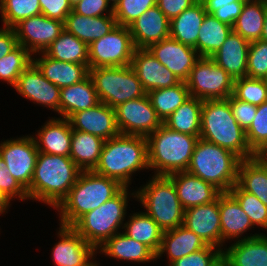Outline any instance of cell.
Returning <instances> with one entry per match:
<instances>
[{
	"instance_id": "obj_25",
	"label": "cell",
	"mask_w": 267,
	"mask_h": 266,
	"mask_svg": "<svg viewBox=\"0 0 267 266\" xmlns=\"http://www.w3.org/2000/svg\"><path fill=\"white\" fill-rule=\"evenodd\" d=\"M72 131L68 119H50L40 128L36 139L34 137L38 151L70 157Z\"/></svg>"
},
{
	"instance_id": "obj_32",
	"label": "cell",
	"mask_w": 267,
	"mask_h": 266,
	"mask_svg": "<svg viewBox=\"0 0 267 266\" xmlns=\"http://www.w3.org/2000/svg\"><path fill=\"white\" fill-rule=\"evenodd\" d=\"M207 14L203 2H196L170 20V37L196 49L200 27Z\"/></svg>"
},
{
	"instance_id": "obj_4",
	"label": "cell",
	"mask_w": 267,
	"mask_h": 266,
	"mask_svg": "<svg viewBox=\"0 0 267 266\" xmlns=\"http://www.w3.org/2000/svg\"><path fill=\"white\" fill-rule=\"evenodd\" d=\"M124 186L92 171H81L68 196L57 207L61 225L72 226L81 216L116 196Z\"/></svg>"
},
{
	"instance_id": "obj_22",
	"label": "cell",
	"mask_w": 267,
	"mask_h": 266,
	"mask_svg": "<svg viewBox=\"0 0 267 266\" xmlns=\"http://www.w3.org/2000/svg\"><path fill=\"white\" fill-rule=\"evenodd\" d=\"M128 28L135 48H148L170 36V20L157 5L145 11Z\"/></svg>"
},
{
	"instance_id": "obj_3",
	"label": "cell",
	"mask_w": 267,
	"mask_h": 266,
	"mask_svg": "<svg viewBox=\"0 0 267 266\" xmlns=\"http://www.w3.org/2000/svg\"><path fill=\"white\" fill-rule=\"evenodd\" d=\"M199 137L232 151L242 160L257 156L248 145L246 131L233 117L227 98L203 101Z\"/></svg>"
},
{
	"instance_id": "obj_39",
	"label": "cell",
	"mask_w": 267,
	"mask_h": 266,
	"mask_svg": "<svg viewBox=\"0 0 267 266\" xmlns=\"http://www.w3.org/2000/svg\"><path fill=\"white\" fill-rule=\"evenodd\" d=\"M232 30V26L219 21L212 14H206L196 44L199 56L211 57L220 49Z\"/></svg>"
},
{
	"instance_id": "obj_11",
	"label": "cell",
	"mask_w": 267,
	"mask_h": 266,
	"mask_svg": "<svg viewBox=\"0 0 267 266\" xmlns=\"http://www.w3.org/2000/svg\"><path fill=\"white\" fill-rule=\"evenodd\" d=\"M134 49L129 28L116 25L88 45L89 69L131 65Z\"/></svg>"
},
{
	"instance_id": "obj_30",
	"label": "cell",
	"mask_w": 267,
	"mask_h": 266,
	"mask_svg": "<svg viewBox=\"0 0 267 266\" xmlns=\"http://www.w3.org/2000/svg\"><path fill=\"white\" fill-rule=\"evenodd\" d=\"M99 99L91 77L60 88V115L68 119L72 114L94 107Z\"/></svg>"
},
{
	"instance_id": "obj_14",
	"label": "cell",
	"mask_w": 267,
	"mask_h": 266,
	"mask_svg": "<svg viewBox=\"0 0 267 266\" xmlns=\"http://www.w3.org/2000/svg\"><path fill=\"white\" fill-rule=\"evenodd\" d=\"M13 29L18 44L31 54H41L59 37L64 22L40 14L20 21Z\"/></svg>"
},
{
	"instance_id": "obj_29",
	"label": "cell",
	"mask_w": 267,
	"mask_h": 266,
	"mask_svg": "<svg viewBox=\"0 0 267 266\" xmlns=\"http://www.w3.org/2000/svg\"><path fill=\"white\" fill-rule=\"evenodd\" d=\"M219 214L221 222V247L226 239L238 238L252 228V223L238 202L228 193L219 196Z\"/></svg>"
},
{
	"instance_id": "obj_2",
	"label": "cell",
	"mask_w": 267,
	"mask_h": 266,
	"mask_svg": "<svg viewBox=\"0 0 267 266\" xmlns=\"http://www.w3.org/2000/svg\"><path fill=\"white\" fill-rule=\"evenodd\" d=\"M145 168L149 169L147 138L119 134L104 141L99 162L93 171L128 188L132 174Z\"/></svg>"
},
{
	"instance_id": "obj_44",
	"label": "cell",
	"mask_w": 267,
	"mask_h": 266,
	"mask_svg": "<svg viewBox=\"0 0 267 266\" xmlns=\"http://www.w3.org/2000/svg\"><path fill=\"white\" fill-rule=\"evenodd\" d=\"M232 96L238 100L259 106L267 102V82L265 79L248 76L234 80Z\"/></svg>"
},
{
	"instance_id": "obj_20",
	"label": "cell",
	"mask_w": 267,
	"mask_h": 266,
	"mask_svg": "<svg viewBox=\"0 0 267 266\" xmlns=\"http://www.w3.org/2000/svg\"><path fill=\"white\" fill-rule=\"evenodd\" d=\"M131 67L147 93L156 89L172 87L181 82L147 48L134 49Z\"/></svg>"
},
{
	"instance_id": "obj_18",
	"label": "cell",
	"mask_w": 267,
	"mask_h": 266,
	"mask_svg": "<svg viewBox=\"0 0 267 266\" xmlns=\"http://www.w3.org/2000/svg\"><path fill=\"white\" fill-rule=\"evenodd\" d=\"M68 120L72 130L90 133L103 140L120 134L116 124L115 110L103 102L72 114Z\"/></svg>"
},
{
	"instance_id": "obj_7",
	"label": "cell",
	"mask_w": 267,
	"mask_h": 266,
	"mask_svg": "<svg viewBox=\"0 0 267 266\" xmlns=\"http://www.w3.org/2000/svg\"><path fill=\"white\" fill-rule=\"evenodd\" d=\"M146 208L145 212L165 232L183 225L184 208L177 196L174 183L167 176H152V179L132 193Z\"/></svg>"
},
{
	"instance_id": "obj_1",
	"label": "cell",
	"mask_w": 267,
	"mask_h": 266,
	"mask_svg": "<svg viewBox=\"0 0 267 266\" xmlns=\"http://www.w3.org/2000/svg\"><path fill=\"white\" fill-rule=\"evenodd\" d=\"M81 170L68 156L39 152L33 178L27 189L29 199L57 208L68 196Z\"/></svg>"
},
{
	"instance_id": "obj_21",
	"label": "cell",
	"mask_w": 267,
	"mask_h": 266,
	"mask_svg": "<svg viewBox=\"0 0 267 266\" xmlns=\"http://www.w3.org/2000/svg\"><path fill=\"white\" fill-rule=\"evenodd\" d=\"M167 177L174 183L184 210L212 203L223 193L213 184L187 171L173 173Z\"/></svg>"
},
{
	"instance_id": "obj_9",
	"label": "cell",
	"mask_w": 267,
	"mask_h": 266,
	"mask_svg": "<svg viewBox=\"0 0 267 266\" xmlns=\"http://www.w3.org/2000/svg\"><path fill=\"white\" fill-rule=\"evenodd\" d=\"M99 102L115 108L147 95L131 65L89 69Z\"/></svg>"
},
{
	"instance_id": "obj_16",
	"label": "cell",
	"mask_w": 267,
	"mask_h": 266,
	"mask_svg": "<svg viewBox=\"0 0 267 266\" xmlns=\"http://www.w3.org/2000/svg\"><path fill=\"white\" fill-rule=\"evenodd\" d=\"M14 88L23 97L60 114V88L49 82L33 63L20 74Z\"/></svg>"
},
{
	"instance_id": "obj_15",
	"label": "cell",
	"mask_w": 267,
	"mask_h": 266,
	"mask_svg": "<svg viewBox=\"0 0 267 266\" xmlns=\"http://www.w3.org/2000/svg\"><path fill=\"white\" fill-rule=\"evenodd\" d=\"M150 53L180 81H186L195 62L200 58L196 49L171 38L151 44Z\"/></svg>"
},
{
	"instance_id": "obj_31",
	"label": "cell",
	"mask_w": 267,
	"mask_h": 266,
	"mask_svg": "<svg viewBox=\"0 0 267 266\" xmlns=\"http://www.w3.org/2000/svg\"><path fill=\"white\" fill-rule=\"evenodd\" d=\"M237 184L267 206V161L261 155L241 160Z\"/></svg>"
},
{
	"instance_id": "obj_43",
	"label": "cell",
	"mask_w": 267,
	"mask_h": 266,
	"mask_svg": "<svg viewBox=\"0 0 267 266\" xmlns=\"http://www.w3.org/2000/svg\"><path fill=\"white\" fill-rule=\"evenodd\" d=\"M250 218L253 226L267 229V206L255 195L244 191L237 183L228 192Z\"/></svg>"
},
{
	"instance_id": "obj_50",
	"label": "cell",
	"mask_w": 267,
	"mask_h": 266,
	"mask_svg": "<svg viewBox=\"0 0 267 266\" xmlns=\"http://www.w3.org/2000/svg\"><path fill=\"white\" fill-rule=\"evenodd\" d=\"M0 191L9 199L16 196L20 200L29 199L27 190L19 183L17 179L11 176L5 161L0 157Z\"/></svg>"
},
{
	"instance_id": "obj_19",
	"label": "cell",
	"mask_w": 267,
	"mask_h": 266,
	"mask_svg": "<svg viewBox=\"0 0 267 266\" xmlns=\"http://www.w3.org/2000/svg\"><path fill=\"white\" fill-rule=\"evenodd\" d=\"M183 226L193 231L207 245L221 249L219 197L212 203L186 209Z\"/></svg>"
},
{
	"instance_id": "obj_63",
	"label": "cell",
	"mask_w": 267,
	"mask_h": 266,
	"mask_svg": "<svg viewBox=\"0 0 267 266\" xmlns=\"http://www.w3.org/2000/svg\"><path fill=\"white\" fill-rule=\"evenodd\" d=\"M196 2H203V1H205V0H195Z\"/></svg>"
},
{
	"instance_id": "obj_8",
	"label": "cell",
	"mask_w": 267,
	"mask_h": 266,
	"mask_svg": "<svg viewBox=\"0 0 267 266\" xmlns=\"http://www.w3.org/2000/svg\"><path fill=\"white\" fill-rule=\"evenodd\" d=\"M127 197L128 189L124 187L116 196L81 216L71 227L98 250L107 239L119 233L128 206Z\"/></svg>"
},
{
	"instance_id": "obj_38",
	"label": "cell",
	"mask_w": 267,
	"mask_h": 266,
	"mask_svg": "<svg viewBox=\"0 0 267 266\" xmlns=\"http://www.w3.org/2000/svg\"><path fill=\"white\" fill-rule=\"evenodd\" d=\"M202 104L201 99L190 97L163 124L180 133L200 136Z\"/></svg>"
},
{
	"instance_id": "obj_36",
	"label": "cell",
	"mask_w": 267,
	"mask_h": 266,
	"mask_svg": "<svg viewBox=\"0 0 267 266\" xmlns=\"http://www.w3.org/2000/svg\"><path fill=\"white\" fill-rule=\"evenodd\" d=\"M44 53L58 61L84 64L89 69L88 45L65 29Z\"/></svg>"
},
{
	"instance_id": "obj_56",
	"label": "cell",
	"mask_w": 267,
	"mask_h": 266,
	"mask_svg": "<svg viewBox=\"0 0 267 266\" xmlns=\"http://www.w3.org/2000/svg\"><path fill=\"white\" fill-rule=\"evenodd\" d=\"M12 200H9L1 191H0V214L6 212L9 203Z\"/></svg>"
},
{
	"instance_id": "obj_24",
	"label": "cell",
	"mask_w": 267,
	"mask_h": 266,
	"mask_svg": "<svg viewBox=\"0 0 267 266\" xmlns=\"http://www.w3.org/2000/svg\"><path fill=\"white\" fill-rule=\"evenodd\" d=\"M250 42L232 30L220 49L210 58L234 80L247 76Z\"/></svg>"
},
{
	"instance_id": "obj_48",
	"label": "cell",
	"mask_w": 267,
	"mask_h": 266,
	"mask_svg": "<svg viewBox=\"0 0 267 266\" xmlns=\"http://www.w3.org/2000/svg\"><path fill=\"white\" fill-rule=\"evenodd\" d=\"M247 76L266 79L267 77V42H250L248 50Z\"/></svg>"
},
{
	"instance_id": "obj_47",
	"label": "cell",
	"mask_w": 267,
	"mask_h": 266,
	"mask_svg": "<svg viewBox=\"0 0 267 266\" xmlns=\"http://www.w3.org/2000/svg\"><path fill=\"white\" fill-rule=\"evenodd\" d=\"M246 0H205L203 1L207 14H212L219 21L232 26L241 14Z\"/></svg>"
},
{
	"instance_id": "obj_52",
	"label": "cell",
	"mask_w": 267,
	"mask_h": 266,
	"mask_svg": "<svg viewBox=\"0 0 267 266\" xmlns=\"http://www.w3.org/2000/svg\"><path fill=\"white\" fill-rule=\"evenodd\" d=\"M41 14L51 19L65 22L66 17L73 10L68 0H39Z\"/></svg>"
},
{
	"instance_id": "obj_12",
	"label": "cell",
	"mask_w": 267,
	"mask_h": 266,
	"mask_svg": "<svg viewBox=\"0 0 267 266\" xmlns=\"http://www.w3.org/2000/svg\"><path fill=\"white\" fill-rule=\"evenodd\" d=\"M114 110L120 134L147 137L163 124L148 95L124 102Z\"/></svg>"
},
{
	"instance_id": "obj_41",
	"label": "cell",
	"mask_w": 267,
	"mask_h": 266,
	"mask_svg": "<svg viewBox=\"0 0 267 266\" xmlns=\"http://www.w3.org/2000/svg\"><path fill=\"white\" fill-rule=\"evenodd\" d=\"M3 27L13 28L20 21L41 14L39 0H0Z\"/></svg>"
},
{
	"instance_id": "obj_49",
	"label": "cell",
	"mask_w": 267,
	"mask_h": 266,
	"mask_svg": "<svg viewBox=\"0 0 267 266\" xmlns=\"http://www.w3.org/2000/svg\"><path fill=\"white\" fill-rule=\"evenodd\" d=\"M216 248V249H215ZM222 249L208 245L196 252L179 258L169 266H218L222 262Z\"/></svg>"
},
{
	"instance_id": "obj_5",
	"label": "cell",
	"mask_w": 267,
	"mask_h": 266,
	"mask_svg": "<svg viewBox=\"0 0 267 266\" xmlns=\"http://www.w3.org/2000/svg\"><path fill=\"white\" fill-rule=\"evenodd\" d=\"M148 166L154 176H169L188 169L200 138L169 129L164 124L147 137Z\"/></svg>"
},
{
	"instance_id": "obj_34",
	"label": "cell",
	"mask_w": 267,
	"mask_h": 266,
	"mask_svg": "<svg viewBox=\"0 0 267 266\" xmlns=\"http://www.w3.org/2000/svg\"><path fill=\"white\" fill-rule=\"evenodd\" d=\"M104 141L93 134L73 130L70 158L81 171H92L99 162Z\"/></svg>"
},
{
	"instance_id": "obj_26",
	"label": "cell",
	"mask_w": 267,
	"mask_h": 266,
	"mask_svg": "<svg viewBox=\"0 0 267 266\" xmlns=\"http://www.w3.org/2000/svg\"><path fill=\"white\" fill-rule=\"evenodd\" d=\"M41 57L32 58V63L49 82L59 88L79 83L89 75V69L84 64L58 61L44 52Z\"/></svg>"
},
{
	"instance_id": "obj_57",
	"label": "cell",
	"mask_w": 267,
	"mask_h": 266,
	"mask_svg": "<svg viewBox=\"0 0 267 266\" xmlns=\"http://www.w3.org/2000/svg\"><path fill=\"white\" fill-rule=\"evenodd\" d=\"M260 40L267 42V1H265V20Z\"/></svg>"
},
{
	"instance_id": "obj_33",
	"label": "cell",
	"mask_w": 267,
	"mask_h": 266,
	"mask_svg": "<svg viewBox=\"0 0 267 266\" xmlns=\"http://www.w3.org/2000/svg\"><path fill=\"white\" fill-rule=\"evenodd\" d=\"M98 249L100 253H105L111 258L126 261L145 263L156 260V254L149 247L128 237L123 232L107 239Z\"/></svg>"
},
{
	"instance_id": "obj_6",
	"label": "cell",
	"mask_w": 267,
	"mask_h": 266,
	"mask_svg": "<svg viewBox=\"0 0 267 266\" xmlns=\"http://www.w3.org/2000/svg\"><path fill=\"white\" fill-rule=\"evenodd\" d=\"M241 160L232 151L199 138L186 171L229 192L237 183Z\"/></svg>"
},
{
	"instance_id": "obj_46",
	"label": "cell",
	"mask_w": 267,
	"mask_h": 266,
	"mask_svg": "<svg viewBox=\"0 0 267 266\" xmlns=\"http://www.w3.org/2000/svg\"><path fill=\"white\" fill-rule=\"evenodd\" d=\"M155 5H157V0H119L113 7V15L117 25L128 27Z\"/></svg>"
},
{
	"instance_id": "obj_58",
	"label": "cell",
	"mask_w": 267,
	"mask_h": 266,
	"mask_svg": "<svg viewBox=\"0 0 267 266\" xmlns=\"http://www.w3.org/2000/svg\"><path fill=\"white\" fill-rule=\"evenodd\" d=\"M72 8H74L81 0H68Z\"/></svg>"
},
{
	"instance_id": "obj_28",
	"label": "cell",
	"mask_w": 267,
	"mask_h": 266,
	"mask_svg": "<svg viewBox=\"0 0 267 266\" xmlns=\"http://www.w3.org/2000/svg\"><path fill=\"white\" fill-rule=\"evenodd\" d=\"M208 245L193 231L181 225L165 231L156 258L167 252L170 264L175 260L196 252Z\"/></svg>"
},
{
	"instance_id": "obj_59",
	"label": "cell",
	"mask_w": 267,
	"mask_h": 266,
	"mask_svg": "<svg viewBox=\"0 0 267 266\" xmlns=\"http://www.w3.org/2000/svg\"><path fill=\"white\" fill-rule=\"evenodd\" d=\"M109 2H111L112 1V4L110 5V6H113L114 7V5L119 1V0H108Z\"/></svg>"
},
{
	"instance_id": "obj_62",
	"label": "cell",
	"mask_w": 267,
	"mask_h": 266,
	"mask_svg": "<svg viewBox=\"0 0 267 266\" xmlns=\"http://www.w3.org/2000/svg\"><path fill=\"white\" fill-rule=\"evenodd\" d=\"M99 264H96V262L95 263H93L91 266H98Z\"/></svg>"
},
{
	"instance_id": "obj_55",
	"label": "cell",
	"mask_w": 267,
	"mask_h": 266,
	"mask_svg": "<svg viewBox=\"0 0 267 266\" xmlns=\"http://www.w3.org/2000/svg\"><path fill=\"white\" fill-rule=\"evenodd\" d=\"M18 45L13 28L4 27L0 29V58L10 53Z\"/></svg>"
},
{
	"instance_id": "obj_42",
	"label": "cell",
	"mask_w": 267,
	"mask_h": 266,
	"mask_svg": "<svg viewBox=\"0 0 267 266\" xmlns=\"http://www.w3.org/2000/svg\"><path fill=\"white\" fill-rule=\"evenodd\" d=\"M32 54L18 44L10 53L0 58V80L15 86L20 74L32 64Z\"/></svg>"
},
{
	"instance_id": "obj_35",
	"label": "cell",
	"mask_w": 267,
	"mask_h": 266,
	"mask_svg": "<svg viewBox=\"0 0 267 266\" xmlns=\"http://www.w3.org/2000/svg\"><path fill=\"white\" fill-rule=\"evenodd\" d=\"M265 0H246L232 29L248 42L258 41L263 32Z\"/></svg>"
},
{
	"instance_id": "obj_45",
	"label": "cell",
	"mask_w": 267,
	"mask_h": 266,
	"mask_svg": "<svg viewBox=\"0 0 267 266\" xmlns=\"http://www.w3.org/2000/svg\"><path fill=\"white\" fill-rule=\"evenodd\" d=\"M250 149L256 155H262L267 149V102L257 106L256 116L246 131Z\"/></svg>"
},
{
	"instance_id": "obj_13",
	"label": "cell",
	"mask_w": 267,
	"mask_h": 266,
	"mask_svg": "<svg viewBox=\"0 0 267 266\" xmlns=\"http://www.w3.org/2000/svg\"><path fill=\"white\" fill-rule=\"evenodd\" d=\"M39 151L34 137L23 136L0 143V157L12 177L27 190L30 187Z\"/></svg>"
},
{
	"instance_id": "obj_17",
	"label": "cell",
	"mask_w": 267,
	"mask_h": 266,
	"mask_svg": "<svg viewBox=\"0 0 267 266\" xmlns=\"http://www.w3.org/2000/svg\"><path fill=\"white\" fill-rule=\"evenodd\" d=\"M61 239L52 249L56 266H91L96 249L87 243L71 226L61 225Z\"/></svg>"
},
{
	"instance_id": "obj_61",
	"label": "cell",
	"mask_w": 267,
	"mask_h": 266,
	"mask_svg": "<svg viewBox=\"0 0 267 266\" xmlns=\"http://www.w3.org/2000/svg\"><path fill=\"white\" fill-rule=\"evenodd\" d=\"M218 266H226L224 262L222 261Z\"/></svg>"
},
{
	"instance_id": "obj_27",
	"label": "cell",
	"mask_w": 267,
	"mask_h": 266,
	"mask_svg": "<svg viewBox=\"0 0 267 266\" xmlns=\"http://www.w3.org/2000/svg\"><path fill=\"white\" fill-rule=\"evenodd\" d=\"M117 25L114 15L86 17L73 10L66 17L64 29L89 45L112 31Z\"/></svg>"
},
{
	"instance_id": "obj_10",
	"label": "cell",
	"mask_w": 267,
	"mask_h": 266,
	"mask_svg": "<svg viewBox=\"0 0 267 266\" xmlns=\"http://www.w3.org/2000/svg\"><path fill=\"white\" fill-rule=\"evenodd\" d=\"M191 97L205 100L229 98L234 79L210 57H200L185 81Z\"/></svg>"
},
{
	"instance_id": "obj_51",
	"label": "cell",
	"mask_w": 267,
	"mask_h": 266,
	"mask_svg": "<svg viewBox=\"0 0 267 266\" xmlns=\"http://www.w3.org/2000/svg\"><path fill=\"white\" fill-rule=\"evenodd\" d=\"M231 107L233 117L237 123L247 131L251 126L257 112V106L234 98L232 95L227 98Z\"/></svg>"
},
{
	"instance_id": "obj_23",
	"label": "cell",
	"mask_w": 267,
	"mask_h": 266,
	"mask_svg": "<svg viewBox=\"0 0 267 266\" xmlns=\"http://www.w3.org/2000/svg\"><path fill=\"white\" fill-rule=\"evenodd\" d=\"M222 251L226 266H267V236L253 234L239 239Z\"/></svg>"
},
{
	"instance_id": "obj_60",
	"label": "cell",
	"mask_w": 267,
	"mask_h": 266,
	"mask_svg": "<svg viewBox=\"0 0 267 266\" xmlns=\"http://www.w3.org/2000/svg\"><path fill=\"white\" fill-rule=\"evenodd\" d=\"M261 156L267 161V149Z\"/></svg>"
},
{
	"instance_id": "obj_53",
	"label": "cell",
	"mask_w": 267,
	"mask_h": 266,
	"mask_svg": "<svg viewBox=\"0 0 267 266\" xmlns=\"http://www.w3.org/2000/svg\"><path fill=\"white\" fill-rule=\"evenodd\" d=\"M108 7V0H81L73 8V11L86 17L103 16L104 12L108 13V15H113V6L109 7L110 9Z\"/></svg>"
},
{
	"instance_id": "obj_54",
	"label": "cell",
	"mask_w": 267,
	"mask_h": 266,
	"mask_svg": "<svg viewBox=\"0 0 267 266\" xmlns=\"http://www.w3.org/2000/svg\"><path fill=\"white\" fill-rule=\"evenodd\" d=\"M195 3V0H157L158 8L169 20L177 17Z\"/></svg>"
},
{
	"instance_id": "obj_40",
	"label": "cell",
	"mask_w": 267,
	"mask_h": 266,
	"mask_svg": "<svg viewBox=\"0 0 267 266\" xmlns=\"http://www.w3.org/2000/svg\"><path fill=\"white\" fill-rule=\"evenodd\" d=\"M147 95L162 122L191 97L184 81L172 87L149 91Z\"/></svg>"
},
{
	"instance_id": "obj_37",
	"label": "cell",
	"mask_w": 267,
	"mask_h": 266,
	"mask_svg": "<svg viewBox=\"0 0 267 266\" xmlns=\"http://www.w3.org/2000/svg\"><path fill=\"white\" fill-rule=\"evenodd\" d=\"M122 229L128 237L146 245L155 254L159 251L164 231L145 212L134 213Z\"/></svg>"
}]
</instances>
